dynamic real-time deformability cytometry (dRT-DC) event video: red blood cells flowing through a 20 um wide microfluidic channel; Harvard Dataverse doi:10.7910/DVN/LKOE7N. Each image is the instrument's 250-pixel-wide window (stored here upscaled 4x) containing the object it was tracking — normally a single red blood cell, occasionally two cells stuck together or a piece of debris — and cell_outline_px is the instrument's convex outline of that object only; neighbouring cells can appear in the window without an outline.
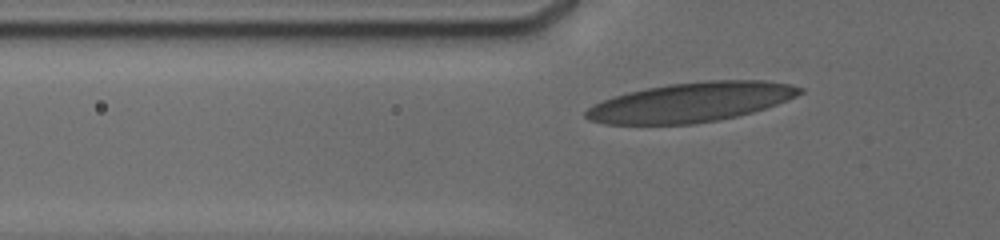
{"species": "human", "species_latin": "Homo sapiens", "temperature_condition": "cold", "stored_images_in_passage": 42, "camera_frame_rate_fps": 3000, "um_per_image_px": 0.085, "donor": {"sex": "male"}, "frame": {"image": 1, "passage_image": 4, "time_ms": 0.667, "image_size_px": [1000, 240], "cell_outline_px": [[804, 92], [788, 100], [752, 112], [720, 120], [692, 124], [604, 124], [588, 120], [584, 116], [584, 112], [592, 104], [628, 92], [668, 84], [708, 80], [764, 80], [792, 84], [804, 88]], "centroid_in_image_um": [58.75, 8.69], "position_along_channel_um": 67.0, "area_um2": 49.25}}
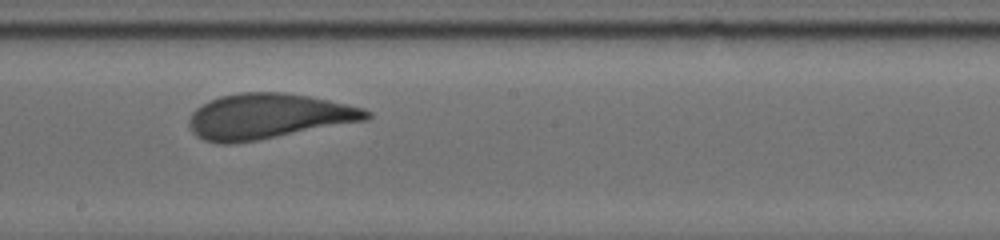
{"frame": {"image": 2, "passage_image": 25, "time_ms": 5.0, "image_size_px": [1000, 240], "cell_outline_px": [[372, 116], [368, 120], [256, 140], [232, 144], [220, 144], [204, 140], [196, 136], [192, 132], [188, 124], [188, 120], [192, 112], [196, 108], [208, 100], [220, 96], [240, 92], [280, 92], [308, 96], [348, 104], [364, 108], [372, 112]], "centroid_in_image_um": [22.78, 9.88], "position_along_channel_um": 225.4, "area_um2": 46.93}}
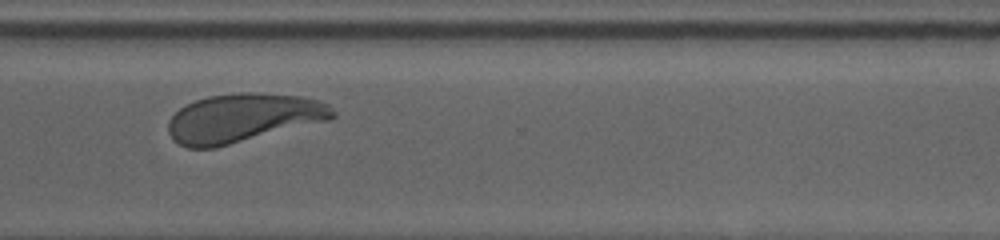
{"frame": {"image": 3, "passage_image": 41, "time_ms": 8.333, "image_size_px": [1000, 240], "cell_outline_px": [[336, 116], [332, 120], [216, 148], [188, 148], [172, 140], [168, 132], [168, 120], [180, 108], [196, 100], [208, 96], [240, 92], [256, 92], [304, 96], [320, 100], [328, 104], [336, 112]], "centroid_in_image_um": [20.71, 10.03], "position_along_channel_um": 349.9, "area_um2": 47.4}}